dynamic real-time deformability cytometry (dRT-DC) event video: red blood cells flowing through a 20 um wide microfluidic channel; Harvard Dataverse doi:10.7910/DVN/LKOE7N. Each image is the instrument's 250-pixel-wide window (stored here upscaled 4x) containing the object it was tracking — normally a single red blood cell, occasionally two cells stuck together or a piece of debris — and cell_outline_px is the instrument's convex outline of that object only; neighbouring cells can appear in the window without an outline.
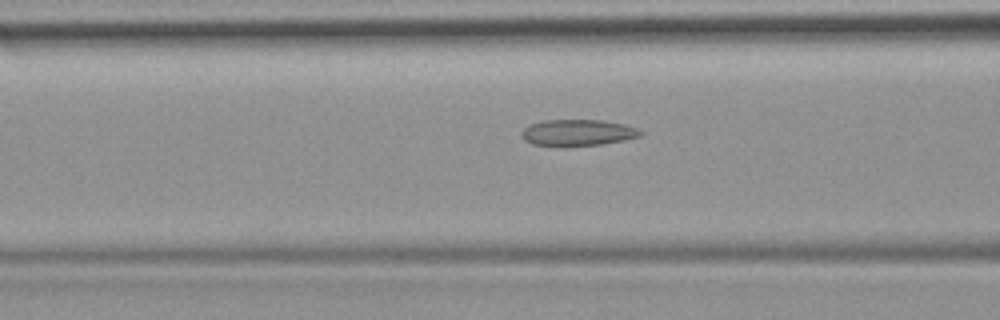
{"species": "common noctule bat (a hibernating species)", "species_latin": "Nyctalus noctula", "temperature_condition": "room temperature", "stored_images_in_passage": 44, "camera_frame_rate_fps": 3000, "um_per_image_px": 0.085, "animal": {"sex": "female", "body_mass_g": 19.9}, "frame": {"image": 1, "passage_image": 13, "time_ms": 4.0, "image_size_px": [1000, 320], "cell_outline_px": [[644, 132], [640, 136], [624, 140], [600, 144], [532, 144], [524, 140], [520, 136], [520, 132], [524, 128], [532, 124], [544, 120], [600, 120], [624, 124], [636, 128]], "centroid_in_image_um": [49.11, 11.24], "position_along_channel_um": 117.5, "area_um2": 17.63}, "authors_computed_cell_mechanics": {"area_um2": 17.9469, "velocity_mm_per_s": 3.9861, "shape_relaxation_time_tau1_ms": null, "shape_relaxation_time_tau2_ms": 1.7027, "deformation_change_tau1": null, "deformation_change_tau2": 0.0886}}